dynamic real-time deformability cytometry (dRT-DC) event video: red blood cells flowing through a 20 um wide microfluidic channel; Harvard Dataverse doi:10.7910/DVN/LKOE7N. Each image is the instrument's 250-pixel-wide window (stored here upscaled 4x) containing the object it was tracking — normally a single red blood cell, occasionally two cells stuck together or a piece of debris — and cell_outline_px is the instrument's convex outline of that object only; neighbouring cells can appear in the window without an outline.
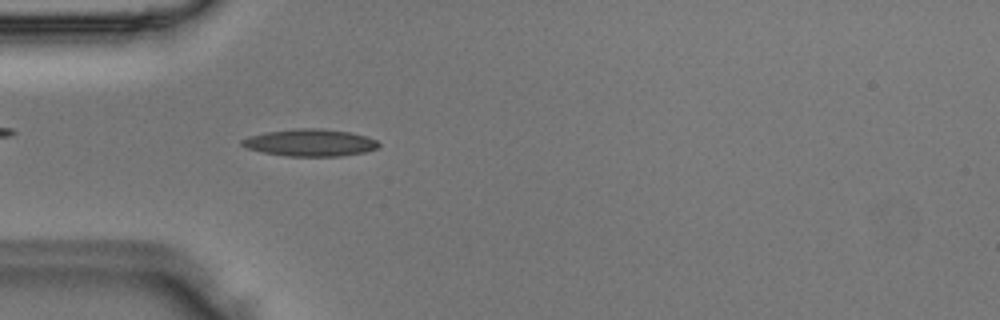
{"species": "Egyptian fruit bat (a non-hibernating species)", "species_latin": "Rousettus aegyptiacus", "temperature_condition": "room temperature", "stored_images_in_passage": 46, "camera_frame_rate_fps": 3000, "um_per_image_px": 0.085, "animal": {"sex": "male"}, "frame": {"image": 1, "passage_image": 12, "time_ms": 3.667, "image_size_px": [1000, 320], "cell_outline_px": [[380, 144], [376, 148], [364, 152], [340, 156], [288, 156], [264, 152], [248, 148], [240, 144], [240, 140], [248, 136], [264, 132], [296, 128], [324, 128], [352, 132], [368, 136], [376, 140]], "centroid_in_image_um": [26.36, 12.11], "position_along_channel_um": 58.6, "area_um2": 21.73}}
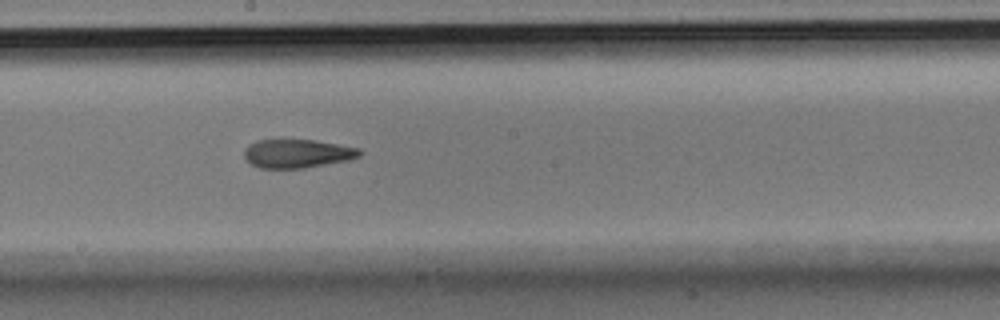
{"frame": {"image": 2, "passage_image": 24, "time_ms": 7.667, "image_size_px": [1000, 320], "cell_outline_px": [[364, 152], [360, 156], [348, 160], [304, 168], [260, 168], [252, 164], [244, 156], [244, 148], [248, 144], [260, 140], [280, 136], [316, 140], [360, 148]], "centroid_in_image_um": [25.26, 13.0], "position_along_channel_um": 222.9, "area_um2": 20.06}}
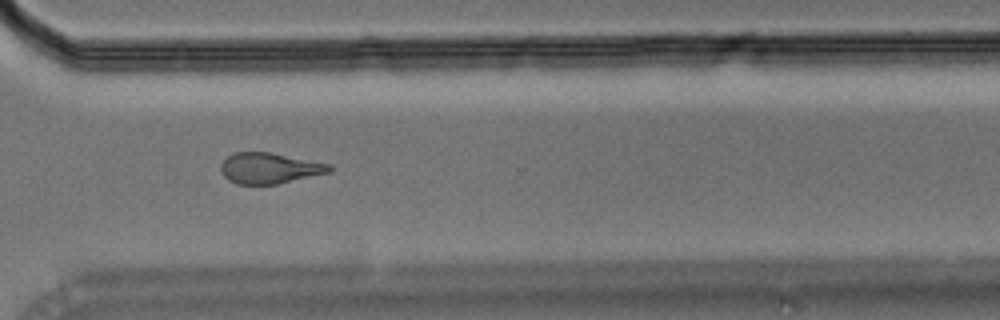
{"frame": {"image": 3, "passage_image": 33, "time_ms": 10.667, "image_size_px": [1000, 320], "cell_outline_px": [[332, 172], [276, 184], [236, 184], [228, 180], [224, 176], [220, 168], [220, 164], [228, 156], [236, 152], [268, 152], [332, 164]], "centroid_in_image_um": [22.92, 14.3], "position_along_channel_um": 347.7, "area_um2": 19.48}}